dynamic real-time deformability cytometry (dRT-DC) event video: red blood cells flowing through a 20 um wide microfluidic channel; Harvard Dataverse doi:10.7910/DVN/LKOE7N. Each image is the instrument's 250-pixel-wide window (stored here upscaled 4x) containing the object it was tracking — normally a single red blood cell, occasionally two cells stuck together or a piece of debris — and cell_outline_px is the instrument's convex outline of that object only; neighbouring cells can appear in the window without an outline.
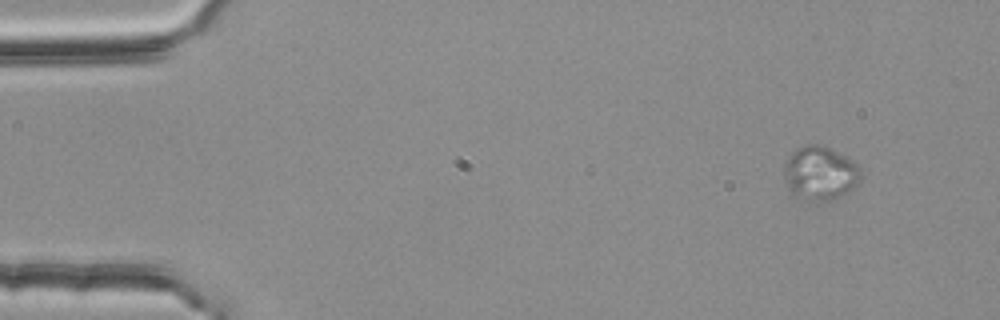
{"species": "common noctule bat (a hibernating species)", "species_latin": "Nyctalus noctula", "temperature_condition": "room temperature", "stored_images_in_passage": 4, "camera_frame_rate_fps": 3000, "um_per_image_px": 0.085, "animal": {"sex": "female", "body_mass_g": 25.1}, "frame": {"image": 1, "passage_image": 1, "time_ms": 0.0, "image_size_px": [1000, 320], "cell_outline_px": [[860, 180], [848, 192], [840, 196], [828, 200], [820, 200], [792, 196], [788, 188], [784, 176], [784, 164], [788, 156], [796, 148], [804, 144], [816, 144], [828, 148], [852, 160], [860, 168]], "centroid_in_image_um": [69.67, 14.7], "position_along_channel_um": 15.3, "area_um2": 23.76}}
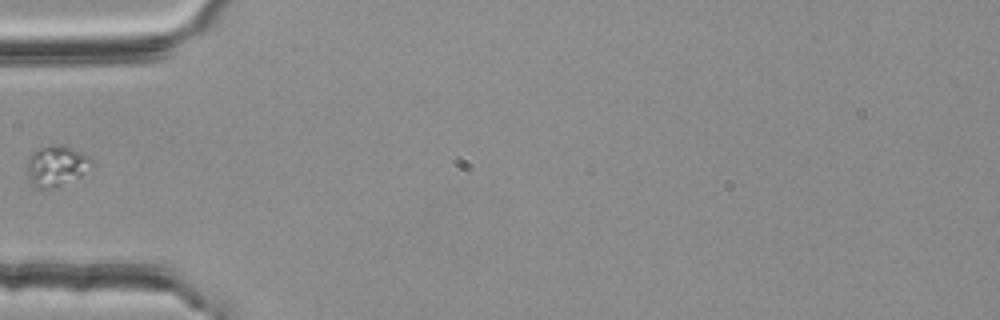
{"frame": {"image": 2, "passage_image": 4, "time_ms": 1.0, "image_size_px": [1000, 320], "cell_outline_px": [[92, 164], [80, 176], [60, 188], [36, 188], [32, 184], [28, 176], [28, 156], [32, 152], [40, 148], [52, 144], [56, 144], [72, 148], [92, 156]], "centroid_in_image_um": [4.8, 14.11], "position_along_channel_um": 80.2, "area_um2": 15.43}}